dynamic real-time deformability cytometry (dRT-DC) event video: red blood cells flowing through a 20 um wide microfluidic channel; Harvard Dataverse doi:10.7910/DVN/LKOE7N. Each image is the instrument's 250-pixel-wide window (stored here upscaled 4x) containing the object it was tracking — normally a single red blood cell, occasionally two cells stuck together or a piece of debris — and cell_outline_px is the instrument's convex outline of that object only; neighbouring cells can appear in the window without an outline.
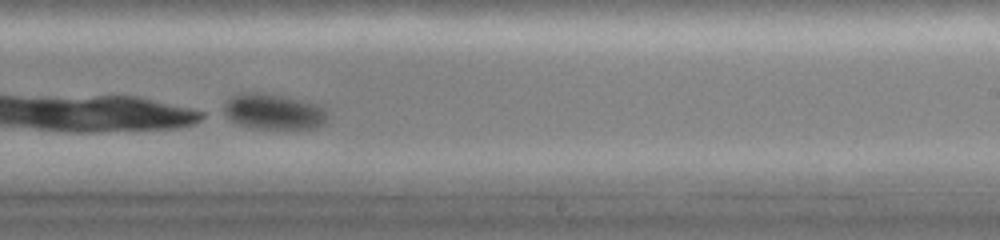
{"species": "common noctule bat (a hibernating species)", "species_latin": "Nyctalus noctula", "temperature_condition": "cold", "stored_images_in_passage": 31, "camera_frame_rate_fps": 3000, "um_per_image_px": 0.085, "animal": {"sex": "female", "body_mass_g": 19.0, "forearm_length_mm": 51.5}, "frame": {"image": 1, "passage_image": 18, "time_ms": 5.667, "image_size_px": [1000, 240], "cell_outline_px": [[324, 124], [316, 128], [252, 128], [240, 124], [232, 120], [220, 112], [224, 104], [232, 96], [252, 92], [260, 92], [300, 100], [316, 104], [324, 108]], "centroid_in_image_um": [23.18, 9.49], "position_along_channel_um": 265.8, "area_um2": 21.04}}